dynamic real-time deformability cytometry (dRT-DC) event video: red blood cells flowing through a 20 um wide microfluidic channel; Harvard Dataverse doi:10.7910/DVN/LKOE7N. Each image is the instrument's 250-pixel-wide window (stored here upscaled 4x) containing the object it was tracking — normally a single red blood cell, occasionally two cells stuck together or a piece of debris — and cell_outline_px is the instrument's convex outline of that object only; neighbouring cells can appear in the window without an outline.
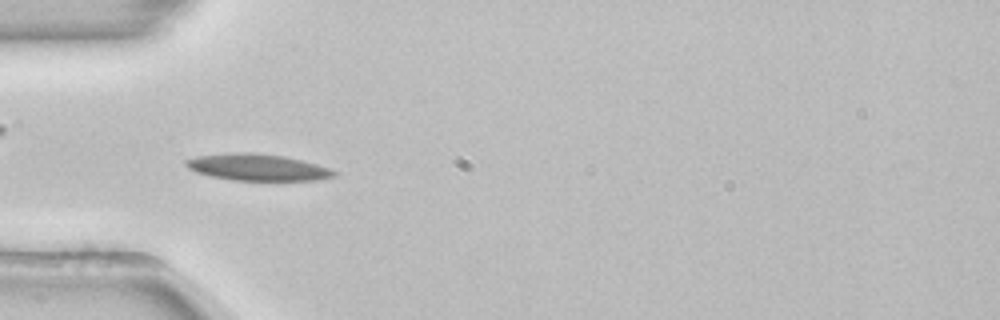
{"species": "common noctule bat (a hibernating species)", "species_latin": "Nyctalus noctula", "temperature_condition": "room temperature", "stored_images_in_passage": 52, "camera_frame_rate_fps": 3000, "um_per_image_px": 0.085, "animal": {"sex": "female", "body_mass_g": 22.7, "forearm_length_mm": 54.2}, "frame": {"image": 1, "passage_image": 16, "time_ms": 5.0, "image_size_px": [1000, 320], "cell_outline_px": [[340, 176], [320, 180], [232, 180], [212, 176], [196, 172], [188, 168], [184, 164], [184, 160], [196, 156], [228, 152], [252, 152], [284, 156], [316, 164], [340, 172]], "centroid_in_image_um": [21.91, 14.21], "position_along_channel_um": 63.1, "area_um2": 23.24}, "authors_computed_cell_mechanics": {"area_um2": 21.5594, "velocity_mm_per_s": 3.8676, "shape_relaxation_time_tau1_ms": 7.1119, "shape_relaxation_time_tau2_ms": null, "deformation_change_tau1": 0.1459, "deformation_change_tau2": null}}